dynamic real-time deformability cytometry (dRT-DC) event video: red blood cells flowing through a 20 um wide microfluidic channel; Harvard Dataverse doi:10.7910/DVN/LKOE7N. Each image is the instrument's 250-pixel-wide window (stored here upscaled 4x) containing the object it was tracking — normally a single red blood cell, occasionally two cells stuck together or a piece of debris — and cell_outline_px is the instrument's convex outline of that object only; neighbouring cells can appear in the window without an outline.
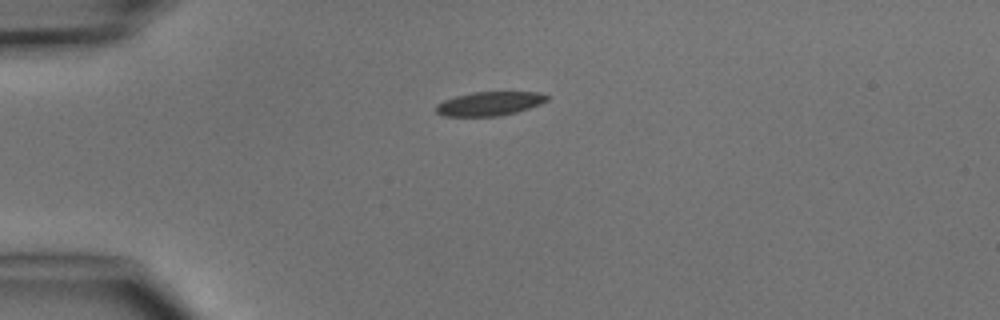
{"species": "common noctule bat (a hibernating species)", "species_latin": "Nyctalus noctula", "temperature_condition": "cold", "stored_images_in_passage": 3, "camera_frame_rate_fps": 3000, "um_per_image_px": 0.085, "animal": {"sex": "male", "body_mass_g": 15.6}, "frame": {"image": 1, "passage_image": 1, "time_ms": 0.0, "image_size_px": [1000, 320], "cell_outline_px": [[548, 100], [540, 104], [516, 112], [500, 116], [444, 116], [436, 112], [436, 104], [444, 100], [456, 96], [472, 92], [540, 92], [548, 96]], "centroid_in_image_um": [41.6, 8.81], "position_along_channel_um": 43.4, "area_um2": 15.43}}